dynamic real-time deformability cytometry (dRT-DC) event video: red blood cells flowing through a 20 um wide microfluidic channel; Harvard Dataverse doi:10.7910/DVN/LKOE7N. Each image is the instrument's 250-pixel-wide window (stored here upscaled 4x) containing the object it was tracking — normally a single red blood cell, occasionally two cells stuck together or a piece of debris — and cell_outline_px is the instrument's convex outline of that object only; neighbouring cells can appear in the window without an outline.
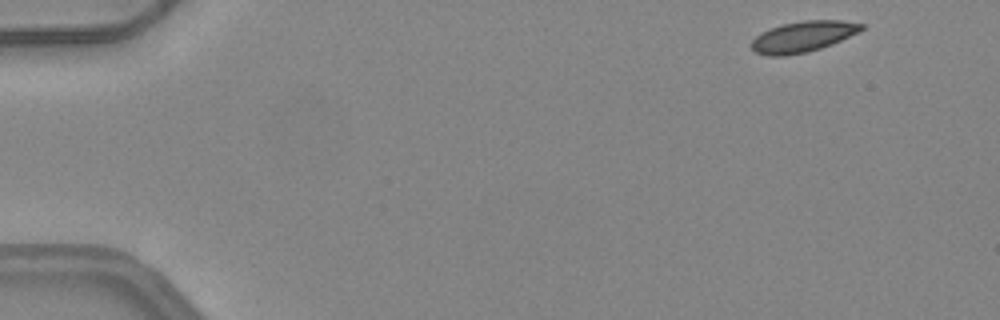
{"species": "common noctule bat (a hibernating species)", "species_latin": "Nyctalus noctula", "temperature_condition": "warm", "stored_images_in_passage": 48, "camera_frame_rate_fps": 3000, "um_per_image_px": 0.085, "animal": {"sex": "female", "body_mass_g": 24.6, "forearm_length_mm": 56.2}, "frame": {"image": 1, "passage_image": 2, "time_ms": 0.333, "image_size_px": [1000, 320], "cell_outline_px": [[864, 28], [860, 32], [832, 44], [808, 52], [784, 56], [768, 56], [756, 52], [752, 48], [752, 40], [760, 32], [784, 24], [804, 20], [840, 20], [864, 24]], "centroid_in_image_um": [68.27, 3.11], "position_along_channel_um": 16.7, "area_um2": 19.71}}
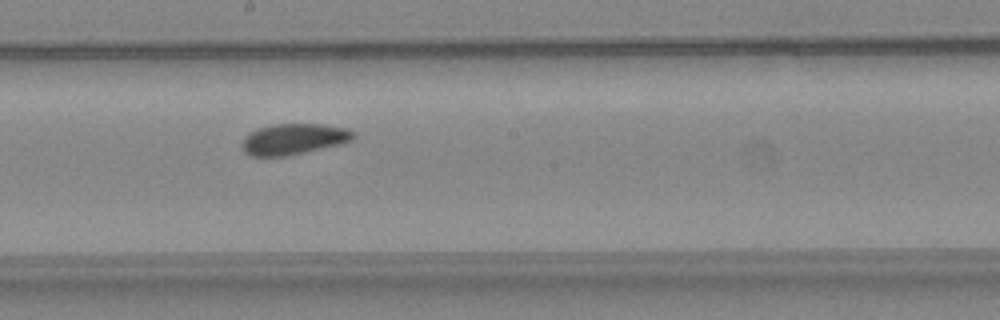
{"frame": {"image": 2, "passage_image": 26, "time_ms": 8.333, "image_size_px": [1000, 320], "cell_outline_px": [[356, 136], [352, 140], [340, 144], [288, 156], [248, 156], [240, 148], [240, 144], [244, 136], [248, 132], [256, 128], [272, 124], [320, 124], [344, 128], [356, 132]], "centroid_in_image_um": [24.89, 11.82], "position_along_channel_um": 223.3, "area_um2": 20.4}}
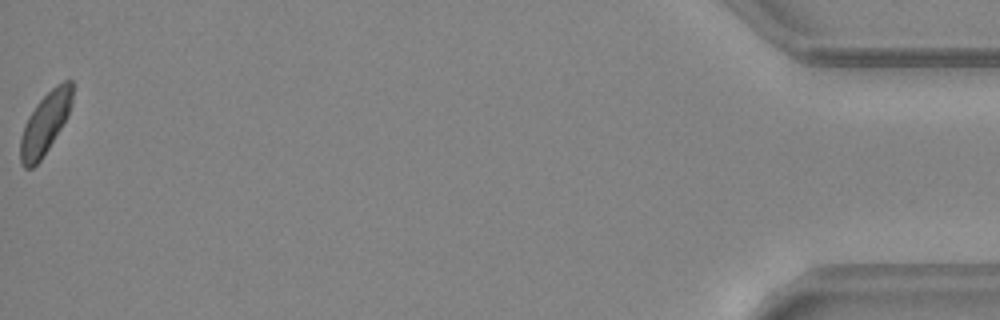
{"frame": {"image": 3, "passage_image": 48, "time_ms": 15.667, "image_size_px": [1000, 320], "cell_outline_px": [[72, 100], [68, 116], [48, 148], [40, 160], [32, 168], [24, 168], [20, 164], [20, 136], [24, 124], [28, 116], [36, 104], [56, 84], [64, 80], [72, 80]], "centroid_in_image_um": [3.81, 10.48], "position_along_channel_um": 431.4, "area_um2": 18.55}, "authors_computed_cell_mechanics": {"area_um2": 19.941, "velocity_mm_per_s": 4.1459, "shape_relaxation_time_tau1_ms": 3.2089, "shape_relaxation_time_tau2_ms": null, "deformation_change_tau1": 0.0823, "deformation_change_tau2": null}}